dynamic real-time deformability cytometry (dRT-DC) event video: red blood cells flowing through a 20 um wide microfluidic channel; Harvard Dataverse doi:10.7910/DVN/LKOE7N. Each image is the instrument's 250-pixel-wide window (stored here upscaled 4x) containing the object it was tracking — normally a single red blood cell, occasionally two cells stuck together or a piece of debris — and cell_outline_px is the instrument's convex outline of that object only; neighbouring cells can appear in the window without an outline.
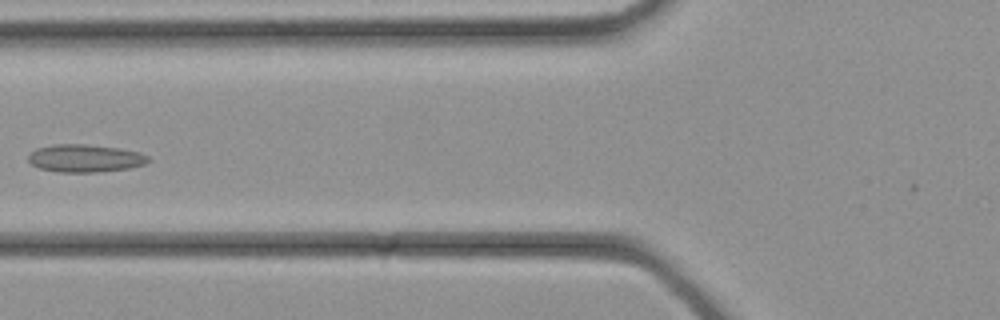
{"species": "common noctule bat (a hibernating species)", "species_latin": "Nyctalus noctula", "temperature_condition": "cold", "stored_images_in_passage": 34, "camera_frame_rate_fps": 3000, "um_per_image_px": 0.085, "animal": {"sex": "female", "body_mass_g": 21.9}, "frame": {"image": 1, "passage_image": 13, "time_ms": 4.0, "image_size_px": [1000, 320], "cell_outline_px": [[152, 160], [144, 164], [128, 168], [96, 172], [60, 172], [40, 168], [32, 164], [28, 160], [28, 156], [36, 148], [52, 144], [84, 144], [120, 148], [140, 152], [148, 156]], "centroid_in_image_um": [7.24, 13.44], "position_along_channel_um": 118.6, "area_um2": 19.36}}
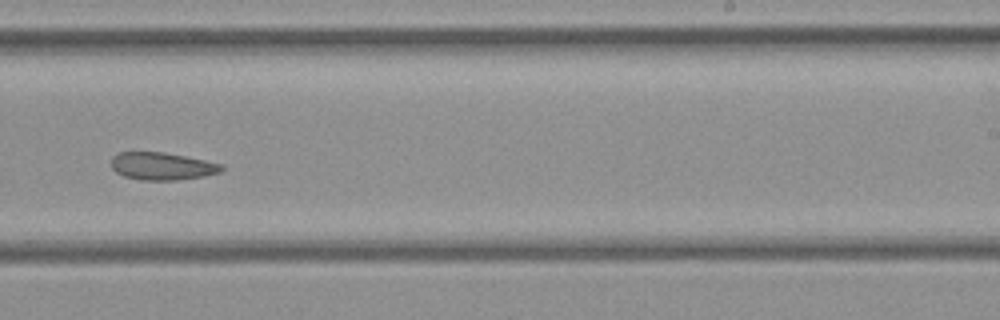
{"frame": {"image": 2, "passage_image": 21, "time_ms": 6.667, "image_size_px": [1000, 320], "cell_outline_px": [[224, 168], [220, 172], [204, 176], [176, 180], [140, 180], [124, 176], [116, 172], [112, 168], [112, 156], [120, 152], [164, 152], [224, 164]], "centroid_in_image_um": [13.78, 14.12], "position_along_channel_um": 275.2, "area_um2": 17.69}}
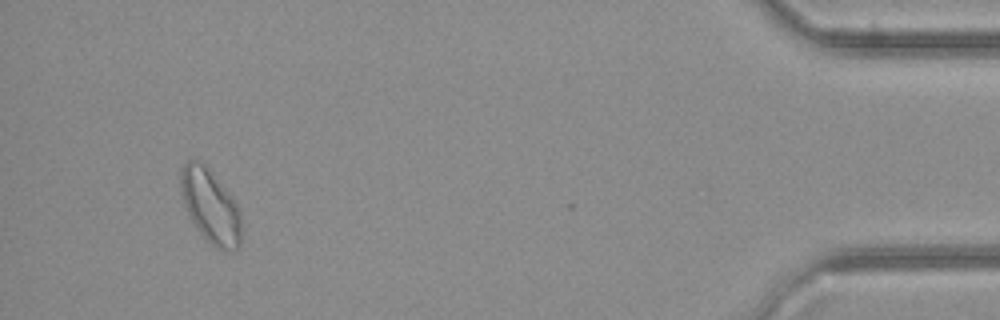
{"frame": {"image": 3, "passage_image": 32, "time_ms": 10.333, "image_size_px": [1000, 320], "cell_outline_px": [[240, 244], [232, 252], [228, 252], [216, 248], [200, 232], [192, 220], [184, 204], [180, 188], [180, 172], [184, 164], [188, 160], [200, 160], [204, 164], [232, 196], [240, 208]], "centroid_in_image_um": [17.89, 17.52], "position_along_channel_um": 417.3, "area_um2": 25.84}}